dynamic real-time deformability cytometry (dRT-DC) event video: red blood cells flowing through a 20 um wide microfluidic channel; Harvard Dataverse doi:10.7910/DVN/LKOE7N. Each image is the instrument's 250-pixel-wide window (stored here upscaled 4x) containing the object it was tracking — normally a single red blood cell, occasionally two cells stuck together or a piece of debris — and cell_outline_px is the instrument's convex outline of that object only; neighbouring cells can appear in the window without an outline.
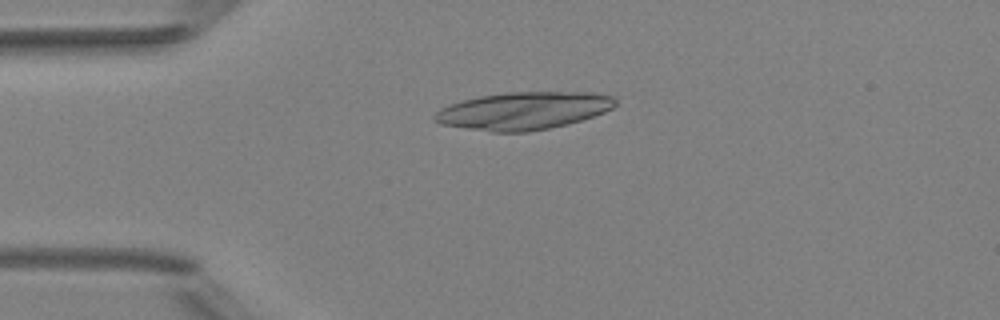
{"species": "Egyptian fruit bat (a non-hibernating species)", "species_latin": "Rousettus aegyptiacus", "temperature_condition": "room temperature", "stored_images_in_passage": 5, "camera_frame_rate_fps": 3000, "um_per_image_px": 0.085, "animal": {"sex": "female"}, "frame": {"image": 1, "passage_image": 4, "time_ms": 3.333, "image_size_px": [1000, 320], "cell_outline_px": [[616, 104], [612, 108], [604, 112], [568, 124], [528, 132], [492, 132], [440, 124], [432, 116], [440, 108], [464, 100], [480, 96], [508, 92], [592, 92], [616, 96]], "centroid_in_image_um": [44.52, 9.41], "position_along_channel_um": 40.5, "area_um2": 39.48}}